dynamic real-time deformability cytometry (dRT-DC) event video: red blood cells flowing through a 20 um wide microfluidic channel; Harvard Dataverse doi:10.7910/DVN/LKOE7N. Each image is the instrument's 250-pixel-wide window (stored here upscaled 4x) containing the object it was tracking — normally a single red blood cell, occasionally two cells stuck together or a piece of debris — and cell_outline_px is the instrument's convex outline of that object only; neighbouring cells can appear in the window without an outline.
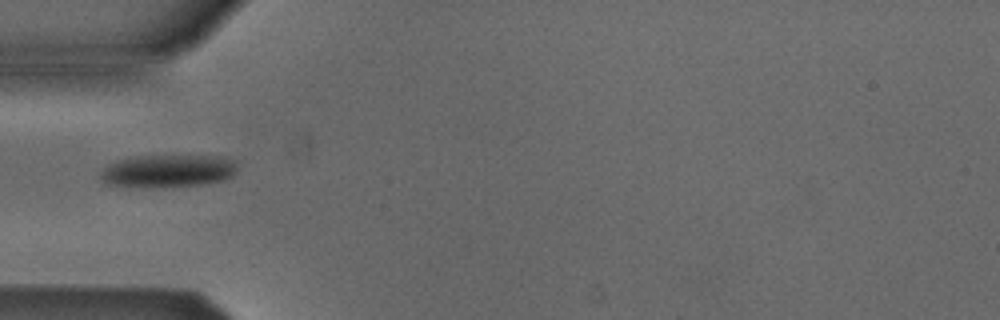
{"species": "Egyptian fruit bat (a non-hibernating species)", "species_latin": "Rousettus aegyptiacus", "temperature_condition": "cold", "stored_images_in_passage": 7, "camera_frame_rate_fps": 3000, "um_per_image_px": 0.085, "animal": {"sex": "male"}, "frame": {"image": 1, "passage_image": 6, "time_ms": 7.0, "image_size_px": [1000, 320], "cell_outline_px": [[236, 172], [232, 176], [224, 180], [200, 184], [108, 184], [100, 176], [100, 172], [108, 164], [132, 156], [224, 156], [236, 160]], "centroid_in_image_um": [14.38, 14.46], "position_along_channel_um": 70.6, "area_um2": 24.74}}
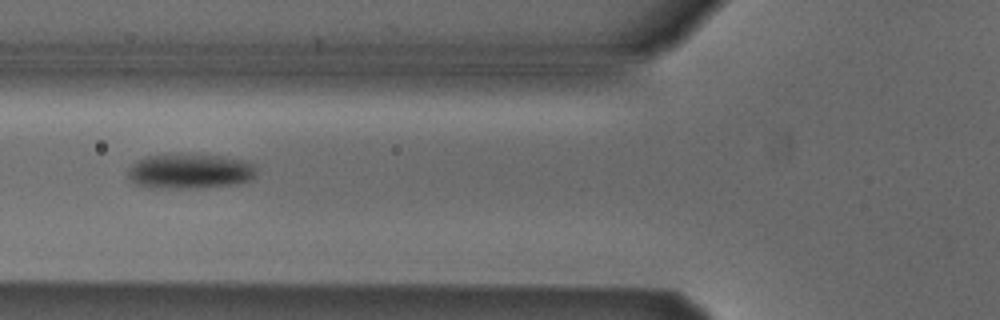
{"frame": {"image": 2, "passage_image": 7, "time_ms": 8.0, "image_size_px": [1000, 320], "cell_outline_px": [[256, 176], [252, 180], [236, 184], [196, 188], [156, 188], [136, 184], [128, 176], [128, 168], [136, 160], [144, 156], [224, 156], [244, 160], [256, 164]], "centroid_in_image_um": [16.19, 14.58], "position_along_channel_um": 109.6, "area_um2": 25.89}}